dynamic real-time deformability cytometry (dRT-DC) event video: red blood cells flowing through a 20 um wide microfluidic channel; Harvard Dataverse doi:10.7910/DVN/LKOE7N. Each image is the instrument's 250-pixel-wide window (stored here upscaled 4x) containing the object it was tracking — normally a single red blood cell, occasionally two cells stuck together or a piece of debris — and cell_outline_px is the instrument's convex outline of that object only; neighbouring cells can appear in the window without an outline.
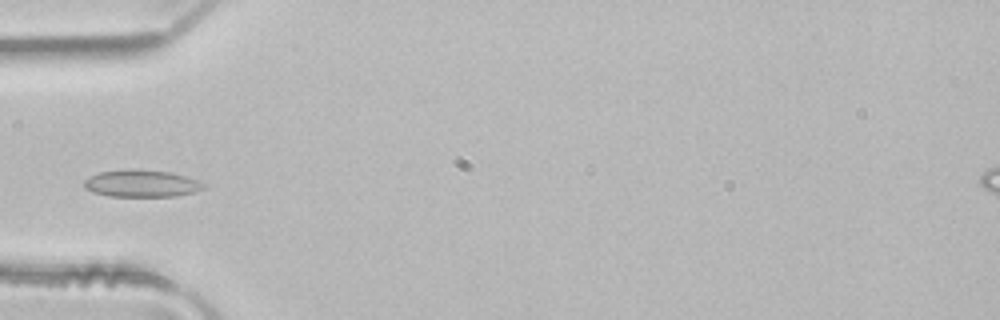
{"species": "common noctule bat (a hibernating species)", "species_latin": "Nyctalus noctula", "temperature_condition": "room temperature", "stored_images_in_passage": 4, "camera_frame_rate_fps": 3000, "um_per_image_px": 0.085, "animal": {"sex": "male", "body_mass_g": 21.5, "forearm_length_mm": 52.0}, "frame": {"image": 1, "passage_image": 4, "time_ms": 1.0, "image_size_px": [1000, 320], "cell_outline_px": [[204, 188], [196, 192], [176, 196], [108, 196], [92, 192], [84, 188], [84, 180], [100, 172], [132, 168], [136, 168], [168, 172], [184, 176], [196, 180], [204, 184]], "centroid_in_image_um": [12.0, 15.59], "position_along_channel_um": 73.0, "area_um2": 18.84}}